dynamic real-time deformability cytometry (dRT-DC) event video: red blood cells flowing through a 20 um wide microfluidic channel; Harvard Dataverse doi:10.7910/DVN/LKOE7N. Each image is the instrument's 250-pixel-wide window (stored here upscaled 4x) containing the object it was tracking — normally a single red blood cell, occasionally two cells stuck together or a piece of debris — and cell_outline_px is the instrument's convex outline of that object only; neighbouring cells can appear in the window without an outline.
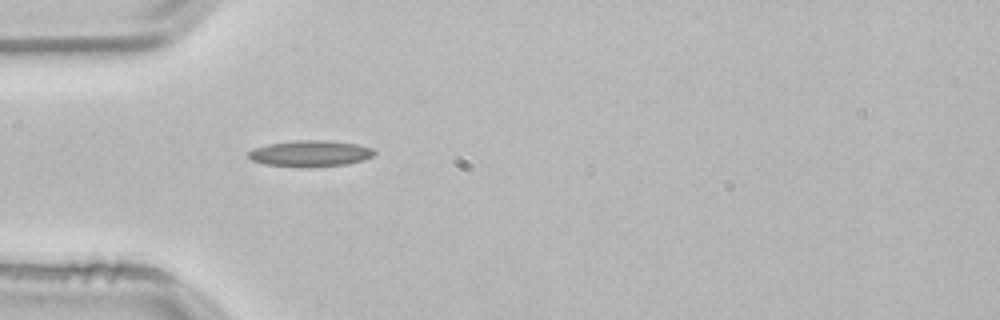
{"species": "common noctule bat (a hibernating species)", "species_latin": "Nyctalus noctula", "temperature_condition": "room temperature", "stored_images_in_passage": 1, "camera_frame_rate_fps": 3000, "um_per_image_px": 0.085, "animal": {"sex": "male", "body_mass_g": 21.5, "forearm_length_mm": 52.0}, "frame": {"image": 1, "passage_image": 1, "time_ms": 0.0, "image_size_px": [1000, 320], "cell_outline_px": [[376, 152], [372, 156], [364, 160], [348, 164], [264, 164], [252, 160], [248, 156], [248, 152], [256, 148], [268, 144], [296, 140], [324, 140], [356, 144], [372, 148]], "centroid_in_image_um": [26.41, 12.99], "position_along_channel_um": 58.6, "area_um2": 18.03}}